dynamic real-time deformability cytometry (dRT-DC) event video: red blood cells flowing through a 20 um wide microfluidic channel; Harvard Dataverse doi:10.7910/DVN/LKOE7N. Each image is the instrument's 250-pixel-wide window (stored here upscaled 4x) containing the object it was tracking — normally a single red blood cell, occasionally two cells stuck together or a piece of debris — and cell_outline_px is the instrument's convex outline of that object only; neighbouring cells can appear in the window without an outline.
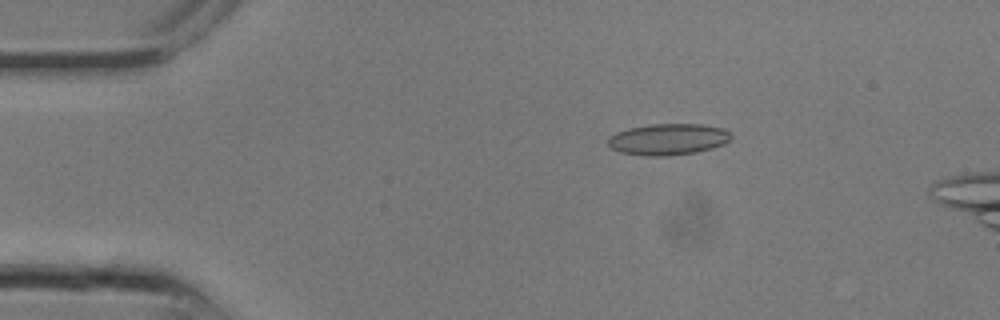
{"species": "common noctule bat (a hibernating species)", "species_latin": "Nyctalus noctula", "temperature_condition": "room temperature", "stored_images_in_passage": 8, "camera_frame_rate_fps": 3000, "um_per_image_px": 0.085, "animal": {"sex": "male", "body_mass_g": 13.3}, "frame": {"image": 1, "passage_image": 5, "time_ms": 1.333, "image_size_px": [1000, 320], "cell_outline_px": [[732, 140], [724, 144], [712, 148], [696, 152], [668, 156], [648, 156], [620, 152], [612, 148], [608, 144], [608, 136], [616, 132], [628, 128], [648, 124], [704, 124], [724, 128], [732, 136]], "centroid_in_image_um": [56.8, 11.83], "position_along_channel_um": 28.2, "area_um2": 22.72}}